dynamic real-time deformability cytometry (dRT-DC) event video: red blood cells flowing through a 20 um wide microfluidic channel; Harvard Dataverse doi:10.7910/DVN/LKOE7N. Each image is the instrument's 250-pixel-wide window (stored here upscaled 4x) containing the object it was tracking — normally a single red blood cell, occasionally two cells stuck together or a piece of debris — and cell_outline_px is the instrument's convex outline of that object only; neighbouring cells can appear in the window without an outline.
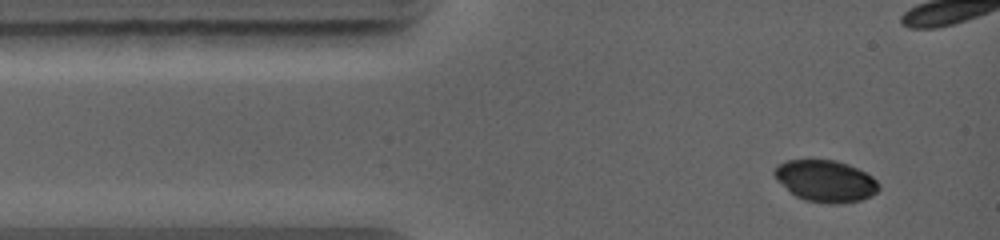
{"species": "common noctule bat (a hibernating species)", "species_latin": "Nyctalus noctula", "temperature_condition": "warm", "stored_images_in_passage": 4, "camera_frame_rate_fps": 5000, "um_per_image_px": 0.085, "animal": {"sex": "female", "body_mass_g": 19.0, "forearm_length_mm": 56.7}, "frame": {"image": 1, "passage_image": 1, "time_ms": 0.0, "image_size_px": [1000, 240], "cell_outline_px": [[880, 188], [872, 196], [860, 200], [840, 204], [828, 204], [804, 200], [796, 196], [776, 180], [772, 172], [776, 164], [784, 160], [836, 160], [848, 164], [872, 176], [880, 184]], "centroid_in_image_um": [70.15, 15.39], "position_along_channel_um": 14.9, "area_um2": 25.61}}
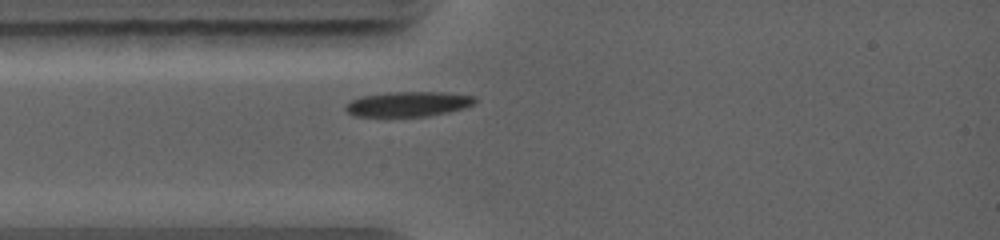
{"frame": {"image": 2, "passage_image": 4, "time_ms": 2.8, "image_size_px": [1000, 240], "cell_outline_px": [[476, 100], [472, 104], [448, 112], [428, 116], [356, 116], [348, 112], [344, 108], [352, 100], [360, 96], [388, 92], [440, 92], [476, 96]], "centroid_in_image_um": [34.67, 8.83], "position_along_channel_um": 50.3, "area_um2": 18.55}}